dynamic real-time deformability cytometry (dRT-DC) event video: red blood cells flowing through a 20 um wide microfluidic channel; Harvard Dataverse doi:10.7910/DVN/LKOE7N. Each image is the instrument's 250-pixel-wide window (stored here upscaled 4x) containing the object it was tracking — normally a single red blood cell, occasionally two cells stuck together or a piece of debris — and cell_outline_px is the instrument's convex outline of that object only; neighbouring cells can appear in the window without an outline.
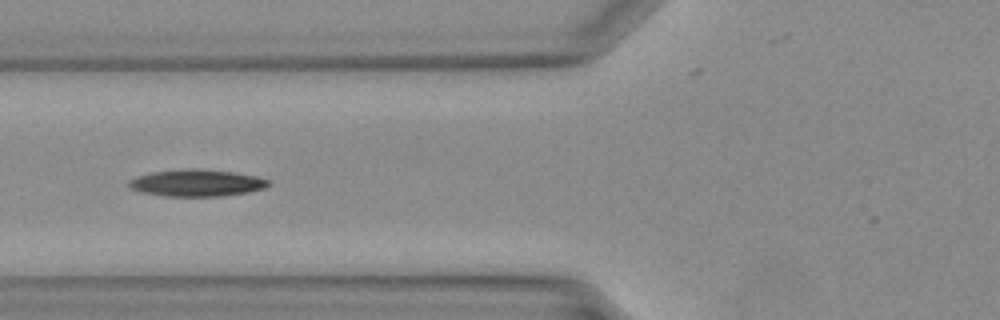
{"species": "Egyptian fruit bat (a non-hibernating species)", "species_latin": "Rousettus aegyptiacus", "temperature_condition": "warm", "stored_images_in_passage": 26, "camera_frame_rate_fps": 3000, "um_per_image_px": 0.085, "animal": {"sex": "female"}, "frame": {"image": 1, "passage_image": 5, "time_ms": 1.333, "image_size_px": [1000, 320], "cell_outline_px": [[272, 184], [264, 188], [248, 192], [220, 196], [164, 196], [140, 192], [128, 188], [128, 180], [136, 176], [152, 172], [184, 168], [200, 168], [232, 172], [256, 176], [268, 180]], "centroid_in_image_um": [16.67, 15.54], "position_along_channel_um": 109.1, "area_um2": 22.08}}